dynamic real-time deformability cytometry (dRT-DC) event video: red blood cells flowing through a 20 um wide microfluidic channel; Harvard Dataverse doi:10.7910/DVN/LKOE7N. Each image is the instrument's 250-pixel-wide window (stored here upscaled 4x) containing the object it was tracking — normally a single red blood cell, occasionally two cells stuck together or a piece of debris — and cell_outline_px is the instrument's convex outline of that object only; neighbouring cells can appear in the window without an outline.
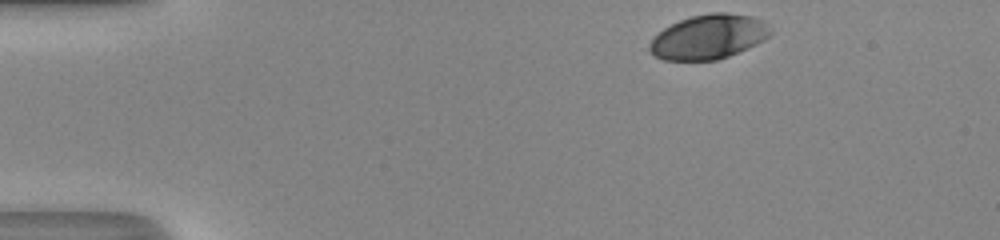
{"species": "human", "species_latin": "Homo sapiens", "temperature_condition": "room temperature", "stored_images_in_passage": 36, "camera_frame_rate_fps": 3000, "um_per_image_px": 0.085, "donor": {"sex": "male"}, "frame": {"image": 1, "passage_image": 1, "time_ms": 0.0, "image_size_px": [1000, 240], "cell_outline_px": [[772, 32], [764, 40], [748, 48], [728, 56], [716, 60], [664, 60], [656, 56], [648, 48], [648, 44], [664, 28], [680, 20], [692, 16], [712, 12], [728, 12], [752, 16], [764, 20]], "centroid_in_image_um": [60.26, 3.12], "position_along_channel_um": 24.7, "area_um2": 31.21}}
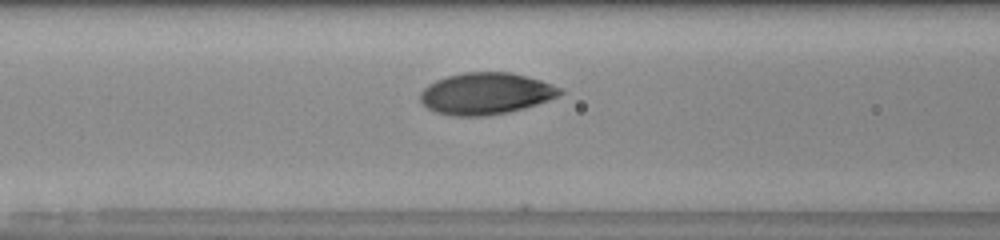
{"frame": {"image": 2, "passage_image": 15, "time_ms": 4.667, "image_size_px": [1000, 240], "cell_outline_px": [[564, 92], [560, 96], [524, 108], [508, 112], [484, 116], [452, 116], [436, 112], [428, 108], [420, 100], [420, 92], [428, 84], [436, 80], [448, 76], [464, 72], [512, 72], [540, 80], [552, 84], [560, 88]], "centroid_in_image_um": [41.3, 7.95], "position_along_channel_um": 125.3, "area_um2": 33.93}}
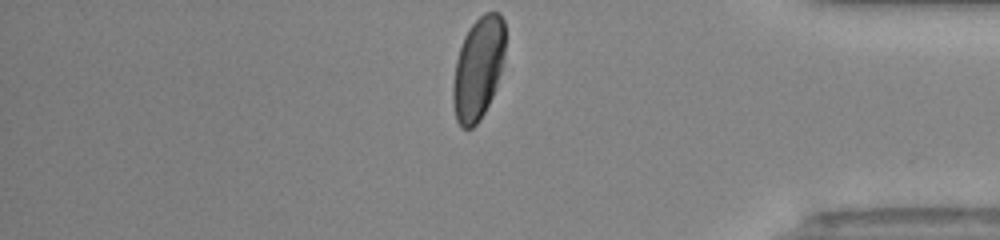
{"frame": {"image": 3, "passage_image": 36, "time_ms": 11.667, "image_size_px": [1000, 240], "cell_outline_px": [[504, 56], [496, 88], [480, 120], [472, 128], [460, 128], [456, 120], [452, 104], [452, 84], [456, 60], [464, 36], [468, 28], [484, 12], [500, 12], [504, 20]], "centroid_in_image_um": [40.62, 5.82], "position_along_channel_um": 394.6, "area_um2": 31.33}, "authors_computed_cell_mechanics": {"area_um2": 33.5529, "velocity_mm_per_s": 4.1886, "shape_relaxation_time_tau1_ms": 3.3757, "shape_relaxation_time_tau2_ms": null, "deformation_change_tau1": 0.1377, "deformation_change_tau2": null}}